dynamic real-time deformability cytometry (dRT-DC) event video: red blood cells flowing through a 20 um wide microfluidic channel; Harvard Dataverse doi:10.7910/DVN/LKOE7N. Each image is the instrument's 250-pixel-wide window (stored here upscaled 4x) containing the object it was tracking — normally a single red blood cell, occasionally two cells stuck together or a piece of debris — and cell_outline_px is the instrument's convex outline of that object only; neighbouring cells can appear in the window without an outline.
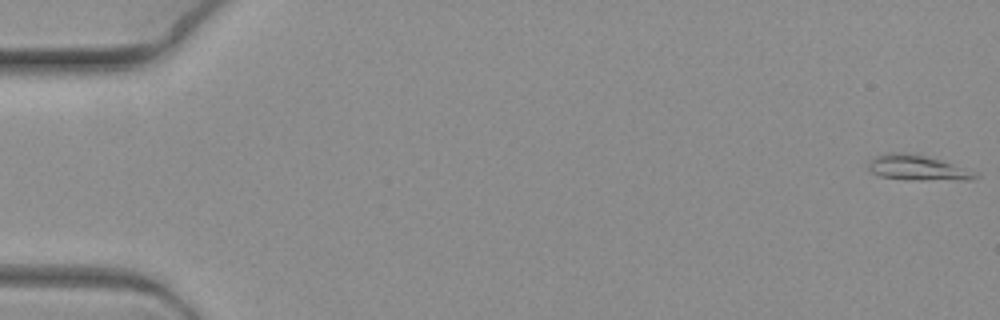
{"species": "common noctule bat (a hibernating species)", "species_latin": "Nyctalus noctula", "temperature_condition": "warm", "stored_images_in_passage": 9, "camera_frame_rate_fps": 3000, "um_per_image_px": 0.085, "animal": {"sex": "female", "body_mass_g": 19.3, "forearm_length_mm": 54.1}, "frame": {"image": 1, "passage_image": 1, "time_ms": 0.0, "image_size_px": [1000, 320], "cell_outline_px": [[980, 176], [972, 180], [924, 180], [880, 176], [872, 172], [868, 168], [868, 164], [876, 156], [888, 152], [896, 152], [924, 156], [940, 160]], "centroid_in_image_um": [77.93, 14.27], "position_along_channel_um": 7.1, "area_um2": 14.91}}
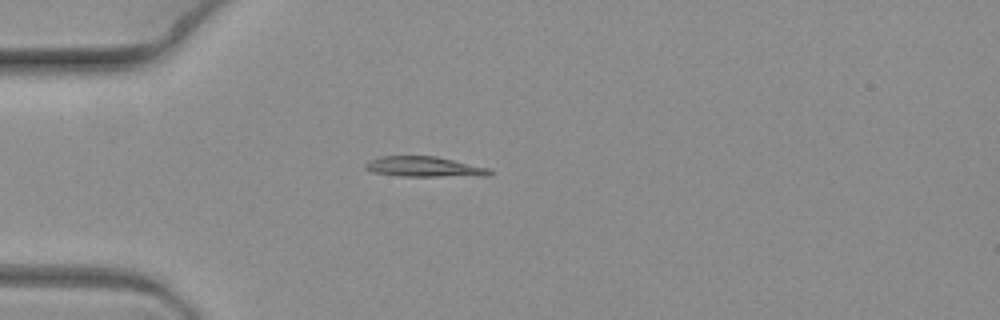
{"frame": {"image": 2, "passage_image": 6, "time_ms": 1.667, "image_size_px": [1000, 320], "cell_outline_px": [[492, 172], [488, 176], [400, 176], [372, 172], [364, 168], [364, 164], [368, 160], [380, 156], [436, 156], [492, 168]], "centroid_in_image_um": [36.08, 14.17], "position_along_channel_um": 48.9, "area_um2": 14.91}}
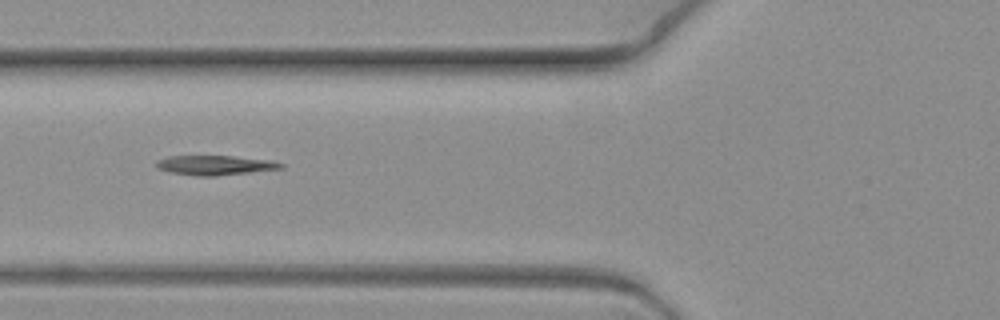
{"frame": {"image": 3, "passage_image": 8, "time_ms": 2.333, "image_size_px": [1000, 320], "cell_outline_px": [[284, 168], [216, 176], [196, 176], [172, 172], [156, 168], [156, 164], [160, 160], [168, 156], [232, 156], [268, 160], [284, 164]], "centroid_in_image_um": [18.28, 14.04], "position_along_channel_um": 107.5, "area_um2": 13.99}}